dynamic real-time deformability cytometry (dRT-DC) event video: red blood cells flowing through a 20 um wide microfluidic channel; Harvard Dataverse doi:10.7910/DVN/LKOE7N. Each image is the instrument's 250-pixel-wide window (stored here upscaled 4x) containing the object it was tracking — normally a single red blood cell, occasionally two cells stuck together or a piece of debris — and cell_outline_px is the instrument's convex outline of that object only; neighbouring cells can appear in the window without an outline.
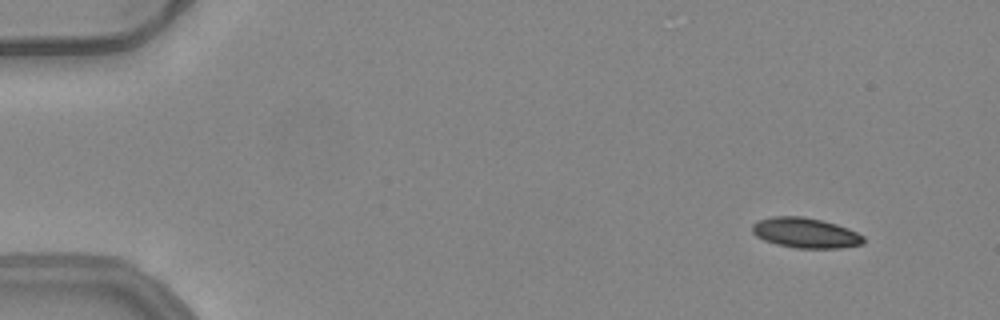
{"species": "common noctule bat (a hibernating species)", "species_latin": "Nyctalus noctula", "temperature_condition": "warm", "stored_images_in_passage": 17, "camera_frame_rate_fps": 3000, "um_per_image_px": 0.085, "animal": {"sex": "female", "body_mass_g": 24.6, "forearm_length_mm": 56.2}, "frame": {"image": 1, "passage_image": 6, "time_ms": 1.667, "image_size_px": [1000, 320], "cell_outline_px": [[864, 244], [840, 248], [796, 248], [776, 244], [764, 240], [756, 236], [752, 232], [752, 224], [760, 220], [772, 216], [804, 216], [836, 224], [848, 228], [864, 236]], "centroid_in_image_um": [68.47, 19.8], "position_along_channel_um": 16.5, "area_um2": 19.59}}